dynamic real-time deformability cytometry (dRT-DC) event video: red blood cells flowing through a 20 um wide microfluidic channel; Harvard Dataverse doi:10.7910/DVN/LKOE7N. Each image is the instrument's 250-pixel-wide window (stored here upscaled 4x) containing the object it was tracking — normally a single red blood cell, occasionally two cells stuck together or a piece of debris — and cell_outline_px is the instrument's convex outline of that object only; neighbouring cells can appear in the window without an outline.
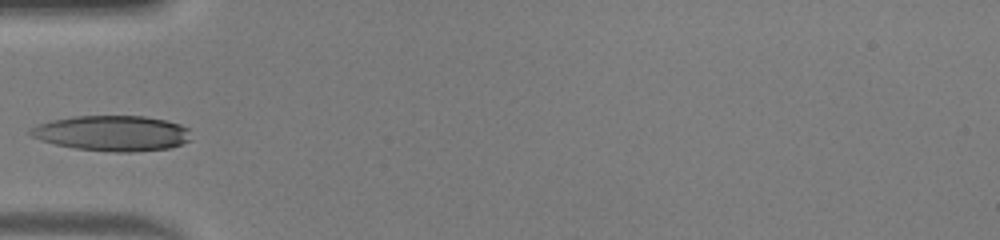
{"species": "human", "species_latin": "Homo sapiens", "temperature_condition": "warm", "stored_images_in_passage": 27, "camera_frame_rate_fps": 3000, "um_per_image_px": 0.085, "donor": {"sex": "male"}, "frame": {"image": 1, "passage_image": 1, "time_ms": 0.0, "image_size_px": [1000, 240], "cell_outline_px": [[192, 140], [168, 148], [132, 152], [116, 152], [76, 148], [56, 144], [32, 136], [28, 132], [32, 128], [40, 124], [52, 120], [72, 116], [144, 116], [168, 120], [180, 124], [188, 128]], "centroid_in_image_um": [9.6, 11.31], "position_along_channel_um": 75.4, "area_um2": 32.95}}
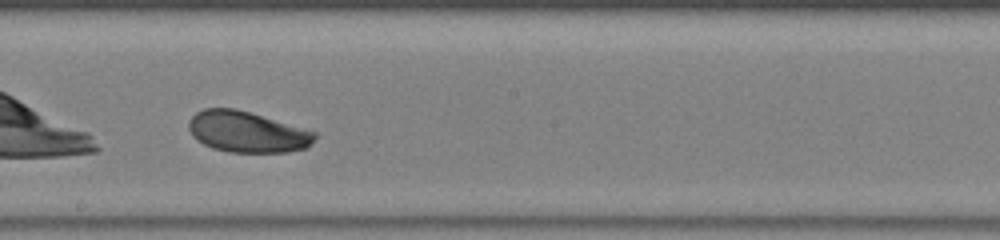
{"frame": {"image": 2, "passage_image": 12, "time_ms": 3.667, "image_size_px": [1000, 240], "cell_outline_px": [[316, 136], [308, 148], [288, 152], [228, 152], [212, 148], [196, 140], [192, 136], [188, 128], [188, 120], [196, 112], [204, 108], [236, 108], [316, 132]], "centroid_in_image_um": [20.97, 11.21], "position_along_channel_um": 227.2, "area_um2": 30.17}}
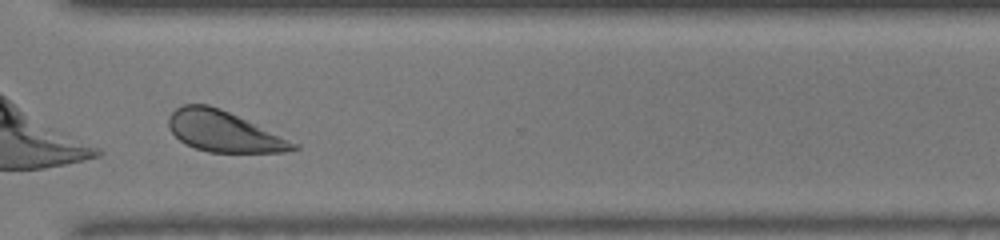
{"frame": {"image": 3, "passage_image": 21, "time_ms": 6.667, "image_size_px": [1000, 240], "cell_outline_px": [[300, 148], [284, 152], [208, 152], [184, 144], [168, 128], [168, 116], [176, 108], [184, 104], [208, 104], [220, 108], [300, 144]], "centroid_in_image_um": [19.01, 11.17], "position_along_channel_um": 351.6, "area_um2": 29.54}}